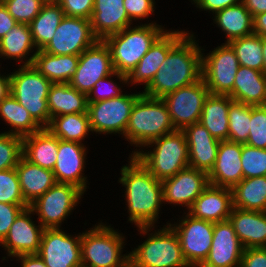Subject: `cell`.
Returning a JSON list of instances; mask_svg holds the SVG:
<instances>
[{
    "instance_id": "50",
    "label": "cell",
    "mask_w": 266,
    "mask_h": 267,
    "mask_svg": "<svg viewBox=\"0 0 266 267\" xmlns=\"http://www.w3.org/2000/svg\"><path fill=\"white\" fill-rule=\"evenodd\" d=\"M240 267H266V247L244 249Z\"/></svg>"
},
{
    "instance_id": "36",
    "label": "cell",
    "mask_w": 266,
    "mask_h": 267,
    "mask_svg": "<svg viewBox=\"0 0 266 267\" xmlns=\"http://www.w3.org/2000/svg\"><path fill=\"white\" fill-rule=\"evenodd\" d=\"M231 190L234 208L266 212V176L242 179Z\"/></svg>"
},
{
    "instance_id": "1",
    "label": "cell",
    "mask_w": 266,
    "mask_h": 267,
    "mask_svg": "<svg viewBox=\"0 0 266 267\" xmlns=\"http://www.w3.org/2000/svg\"><path fill=\"white\" fill-rule=\"evenodd\" d=\"M128 160V164L121 166L117 180L124 188L127 222L136 228L156 226L163 213L162 183L134 155H129Z\"/></svg>"
},
{
    "instance_id": "4",
    "label": "cell",
    "mask_w": 266,
    "mask_h": 267,
    "mask_svg": "<svg viewBox=\"0 0 266 267\" xmlns=\"http://www.w3.org/2000/svg\"><path fill=\"white\" fill-rule=\"evenodd\" d=\"M150 21V22H149ZM162 24L148 20L129 26L102 41L110 51L114 71L128 76L149 51L154 42L167 30Z\"/></svg>"
},
{
    "instance_id": "54",
    "label": "cell",
    "mask_w": 266,
    "mask_h": 267,
    "mask_svg": "<svg viewBox=\"0 0 266 267\" xmlns=\"http://www.w3.org/2000/svg\"><path fill=\"white\" fill-rule=\"evenodd\" d=\"M241 2L252 14L253 18L266 12V0H241Z\"/></svg>"
},
{
    "instance_id": "42",
    "label": "cell",
    "mask_w": 266,
    "mask_h": 267,
    "mask_svg": "<svg viewBox=\"0 0 266 267\" xmlns=\"http://www.w3.org/2000/svg\"><path fill=\"white\" fill-rule=\"evenodd\" d=\"M243 179L266 176V149L241 144Z\"/></svg>"
},
{
    "instance_id": "23",
    "label": "cell",
    "mask_w": 266,
    "mask_h": 267,
    "mask_svg": "<svg viewBox=\"0 0 266 267\" xmlns=\"http://www.w3.org/2000/svg\"><path fill=\"white\" fill-rule=\"evenodd\" d=\"M232 209V190L209 184L187 212L195 218L215 223L229 220Z\"/></svg>"
},
{
    "instance_id": "45",
    "label": "cell",
    "mask_w": 266,
    "mask_h": 267,
    "mask_svg": "<svg viewBox=\"0 0 266 267\" xmlns=\"http://www.w3.org/2000/svg\"><path fill=\"white\" fill-rule=\"evenodd\" d=\"M11 16L22 24H30L47 0H1Z\"/></svg>"
},
{
    "instance_id": "39",
    "label": "cell",
    "mask_w": 266,
    "mask_h": 267,
    "mask_svg": "<svg viewBox=\"0 0 266 267\" xmlns=\"http://www.w3.org/2000/svg\"><path fill=\"white\" fill-rule=\"evenodd\" d=\"M234 50L239 66H246L264 72L263 48L261 37L252 34L228 43Z\"/></svg>"
},
{
    "instance_id": "17",
    "label": "cell",
    "mask_w": 266,
    "mask_h": 267,
    "mask_svg": "<svg viewBox=\"0 0 266 267\" xmlns=\"http://www.w3.org/2000/svg\"><path fill=\"white\" fill-rule=\"evenodd\" d=\"M114 72L110 51L102 40H98L79 56L75 75L68 84L88 95L97 81Z\"/></svg>"
},
{
    "instance_id": "51",
    "label": "cell",
    "mask_w": 266,
    "mask_h": 267,
    "mask_svg": "<svg viewBox=\"0 0 266 267\" xmlns=\"http://www.w3.org/2000/svg\"><path fill=\"white\" fill-rule=\"evenodd\" d=\"M192 5H195L196 9L206 11L212 16L226 7L238 4L241 0H189Z\"/></svg>"
},
{
    "instance_id": "19",
    "label": "cell",
    "mask_w": 266,
    "mask_h": 267,
    "mask_svg": "<svg viewBox=\"0 0 266 267\" xmlns=\"http://www.w3.org/2000/svg\"><path fill=\"white\" fill-rule=\"evenodd\" d=\"M88 146L58 138L57 161L52 170L57 183L75 185L86 194L88 185H90L88 181L90 179L84 173L86 162H88L86 161L87 153H89Z\"/></svg>"
},
{
    "instance_id": "40",
    "label": "cell",
    "mask_w": 266,
    "mask_h": 267,
    "mask_svg": "<svg viewBox=\"0 0 266 267\" xmlns=\"http://www.w3.org/2000/svg\"><path fill=\"white\" fill-rule=\"evenodd\" d=\"M228 141L246 144L249 137L251 105L232 101L228 112Z\"/></svg>"
},
{
    "instance_id": "30",
    "label": "cell",
    "mask_w": 266,
    "mask_h": 267,
    "mask_svg": "<svg viewBox=\"0 0 266 267\" xmlns=\"http://www.w3.org/2000/svg\"><path fill=\"white\" fill-rule=\"evenodd\" d=\"M58 154V138L47 128L23 137L22 156L30 163L53 170Z\"/></svg>"
},
{
    "instance_id": "21",
    "label": "cell",
    "mask_w": 266,
    "mask_h": 267,
    "mask_svg": "<svg viewBox=\"0 0 266 267\" xmlns=\"http://www.w3.org/2000/svg\"><path fill=\"white\" fill-rule=\"evenodd\" d=\"M244 249L229 220L215 222L210 252L200 267H240Z\"/></svg>"
},
{
    "instance_id": "57",
    "label": "cell",
    "mask_w": 266,
    "mask_h": 267,
    "mask_svg": "<svg viewBox=\"0 0 266 267\" xmlns=\"http://www.w3.org/2000/svg\"><path fill=\"white\" fill-rule=\"evenodd\" d=\"M261 44L263 48L264 73L266 74V37H261Z\"/></svg>"
},
{
    "instance_id": "11",
    "label": "cell",
    "mask_w": 266,
    "mask_h": 267,
    "mask_svg": "<svg viewBox=\"0 0 266 267\" xmlns=\"http://www.w3.org/2000/svg\"><path fill=\"white\" fill-rule=\"evenodd\" d=\"M174 218L177 221L171 219L168 224L179 238L185 260L190 267H200L210 252L214 222L195 218L185 211L179 219Z\"/></svg>"
},
{
    "instance_id": "14",
    "label": "cell",
    "mask_w": 266,
    "mask_h": 267,
    "mask_svg": "<svg viewBox=\"0 0 266 267\" xmlns=\"http://www.w3.org/2000/svg\"><path fill=\"white\" fill-rule=\"evenodd\" d=\"M210 94L201 78L196 83L179 88L165 95V102L175 130H184L191 124L199 123L206 98Z\"/></svg>"
},
{
    "instance_id": "35",
    "label": "cell",
    "mask_w": 266,
    "mask_h": 267,
    "mask_svg": "<svg viewBox=\"0 0 266 267\" xmlns=\"http://www.w3.org/2000/svg\"><path fill=\"white\" fill-rule=\"evenodd\" d=\"M64 16V11L56 1L47 0L43 5L40 13L29 24L32 40L38 51L43 50L51 41Z\"/></svg>"
},
{
    "instance_id": "13",
    "label": "cell",
    "mask_w": 266,
    "mask_h": 267,
    "mask_svg": "<svg viewBox=\"0 0 266 267\" xmlns=\"http://www.w3.org/2000/svg\"><path fill=\"white\" fill-rule=\"evenodd\" d=\"M38 255L47 267H82L81 232L45 228Z\"/></svg>"
},
{
    "instance_id": "26",
    "label": "cell",
    "mask_w": 266,
    "mask_h": 267,
    "mask_svg": "<svg viewBox=\"0 0 266 267\" xmlns=\"http://www.w3.org/2000/svg\"><path fill=\"white\" fill-rule=\"evenodd\" d=\"M229 221L245 249L266 247V212L233 207Z\"/></svg>"
},
{
    "instance_id": "22",
    "label": "cell",
    "mask_w": 266,
    "mask_h": 267,
    "mask_svg": "<svg viewBox=\"0 0 266 267\" xmlns=\"http://www.w3.org/2000/svg\"><path fill=\"white\" fill-rule=\"evenodd\" d=\"M242 179L241 144L220 141L214 167L208 174L209 184L232 189Z\"/></svg>"
},
{
    "instance_id": "43",
    "label": "cell",
    "mask_w": 266,
    "mask_h": 267,
    "mask_svg": "<svg viewBox=\"0 0 266 267\" xmlns=\"http://www.w3.org/2000/svg\"><path fill=\"white\" fill-rule=\"evenodd\" d=\"M22 150L23 137L0 131V170L16 168Z\"/></svg>"
},
{
    "instance_id": "47",
    "label": "cell",
    "mask_w": 266,
    "mask_h": 267,
    "mask_svg": "<svg viewBox=\"0 0 266 267\" xmlns=\"http://www.w3.org/2000/svg\"><path fill=\"white\" fill-rule=\"evenodd\" d=\"M123 5L133 24L135 21V24H143V20L147 21L151 15H155L157 8L155 0H123Z\"/></svg>"
},
{
    "instance_id": "55",
    "label": "cell",
    "mask_w": 266,
    "mask_h": 267,
    "mask_svg": "<svg viewBox=\"0 0 266 267\" xmlns=\"http://www.w3.org/2000/svg\"><path fill=\"white\" fill-rule=\"evenodd\" d=\"M254 34L266 37V12L256 15L253 18Z\"/></svg>"
},
{
    "instance_id": "5",
    "label": "cell",
    "mask_w": 266,
    "mask_h": 267,
    "mask_svg": "<svg viewBox=\"0 0 266 267\" xmlns=\"http://www.w3.org/2000/svg\"><path fill=\"white\" fill-rule=\"evenodd\" d=\"M102 221L81 233L82 267H130L126 235Z\"/></svg>"
},
{
    "instance_id": "29",
    "label": "cell",
    "mask_w": 266,
    "mask_h": 267,
    "mask_svg": "<svg viewBox=\"0 0 266 267\" xmlns=\"http://www.w3.org/2000/svg\"><path fill=\"white\" fill-rule=\"evenodd\" d=\"M16 172L23 198L28 205L32 204L56 183L52 170L32 164L23 156L16 166Z\"/></svg>"
},
{
    "instance_id": "9",
    "label": "cell",
    "mask_w": 266,
    "mask_h": 267,
    "mask_svg": "<svg viewBox=\"0 0 266 267\" xmlns=\"http://www.w3.org/2000/svg\"><path fill=\"white\" fill-rule=\"evenodd\" d=\"M84 192L69 183H55L29 207L45 228H61L84 198Z\"/></svg>"
},
{
    "instance_id": "12",
    "label": "cell",
    "mask_w": 266,
    "mask_h": 267,
    "mask_svg": "<svg viewBox=\"0 0 266 267\" xmlns=\"http://www.w3.org/2000/svg\"><path fill=\"white\" fill-rule=\"evenodd\" d=\"M202 47V76L210 94L230 95L239 68L237 56L228 43H222L209 53ZM206 54V55H205Z\"/></svg>"
},
{
    "instance_id": "18",
    "label": "cell",
    "mask_w": 266,
    "mask_h": 267,
    "mask_svg": "<svg viewBox=\"0 0 266 267\" xmlns=\"http://www.w3.org/2000/svg\"><path fill=\"white\" fill-rule=\"evenodd\" d=\"M162 183L163 205L184 207L187 212L196 198L209 185L208 174L190 166Z\"/></svg>"
},
{
    "instance_id": "10",
    "label": "cell",
    "mask_w": 266,
    "mask_h": 267,
    "mask_svg": "<svg viewBox=\"0 0 266 267\" xmlns=\"http://www.w3.org/2000/svg\"><path fill=\"white\" fill-rule=\"evenodd\" d=\"M126 91L120 97L88 103L90 126L94 133L101 135L124 136L127 124L136 100L142 95L137 90L134 93Z\"/></svg>"
},
{
    "instance_id": "33",
    "label": "cell",
    "mask_w": 266,
    "mask_h": 267,
    "mask_svg": "<svg viewBox=\"0 0 266 267\" xmlns=\"http://www.w3.org/2000/svg\"><path fill=\"white\" fill-rule=\"evenodd\" d=\"M51 118L72 113H88L87 94L68 83L52 84L47 96Z\"/></svg>"
},
{
    "instance_id": "31",
    "label": "cell",
    "mask_w": 266,
    "mask_h": 267,
    "mask_svg": "<svg viewBox=\"0 0 266 267\" xmlns=\"http://www.w3.org/2000/svg\"><path fill=\"white\" fill-rule=\"evenodd\" d=\"M213 26L225 35V43L254 33L253 16L240 1L216 12L212 17Z\"/></svg>"
},
{
    "instance_id": "49",
    "label": "cell",
    "mask_w": 266,
    "mask_h": 267,
    "mask_svg": "<svg viewBox=\"0 0 266 267\" xmlns=\"http://www.w3.org/2000/svg\"><path fill=\"white\" fill-rule=\"evenodd\" d=\"M29 205H17L0 202V243L8 235L13 222L19 213Z\"/></svg>"
},
{
    "instance_id": "28",
    "label": "cell",
    "mask_w": 266,
    "mask_h": 267,
    "mask_svg": "<svg viewBox=\"0 0 266 267\" xmlns=\"http://www.w3.org/2000/svg\"><path fill=\"white\" fill-rule=\"evenodd\" d=\"M229 96L234 101L246 105H266V74L246 66H239L233 91Z\"/></svg>"
},
{
    "instance_id": "16",
    "label": "cell",
    "mask_w": 266,
    "mask_h": 267,
    "mask_svg": "<svg viewBox=\"0 0 266 267\" xmlns=\"http://www.w3.org/2000/svg\"><path fill=\"white\" fill-rule=\"evenodd\" d=\"M30 207L24 208L10 227L8 235L0 243L6 253L1 262L25 254H38L44 228L35 219ZM33 217V218H32ZM38 222V225H37ZM7 258V259H6Z\"/></svg>"
},
{
    "instance_id": "20",
    "label": "cell",
    "mask_w": 266,
    "mask_h": 267,
    "mask_svg": "<svg viewBox=\"0 0 266 267\" xmlns=\"http://www.w3.org/2000/svg\"><path fill=\"white\" fill-rule=\"evenodd\" d=\"M188 32L185 29H167L150 47L149 51L139 61L127 76L128 85L134 88L143 85L144 89L151 83L156 72L166 60L170 49ZM135 85V86H134Z\"/></svg>"
},
{
    "instance_id": "8",
    "label": "cell",
    "mask_w": 266,
    "mask_h": 267,
    "mask_svg": "<svg viewBox=\"0 0 266 267\" xmlns=\"http://www.w3.org/2000/svg\"><path fill=\"white\" fill-rule=\"evenodd\" d=\"M52 84L33 65H21L10 72V94L41 128L50 124L47 96Z\"/></svg>"
},
{
    "instance_id": "53",
    "label": "cell",
    "mask_w": 266,
    "mask_h": 267,
    "mask_svg": "<svg viewBox=\"0 0 266 267\" xmlns=\"http://www.w3.org/2000/svg\"><path fill=\"white\" fill-rule=\"evenodd\" d=\"M17 263H20V267H47L38 254H25L12 258Z\"/></svg>"
},
{
    "instance_id": "2",
    "label": "cell",
    "mask_w": 266,
    "mask_h": 267,
    "mask_svg": "<svg viewBox=\"0 0 266 267\" xmlns=\"http://www.w3.org/2000/svg\"><path fill=\"white\" fill-rule=\"evenodd\" d=\"M195 32L188 31L168 52L151 83L142 94L163 98L175 90L192 85L202 76V46ZM197 39V40H196Z\"/></svg>"
},
{
    "instance_id": "38",
    "label": "cell",
    "mask_w": 266,
    "mask_h": 267,
    "mask_svg": "<svg viewBox=\"0 0 266 267\" xmlns=\"http://www.w3.org/2000/svg\"><path fill=\"white\" fill-rule=\"evenodd\" d=\"M47 129L61 140L82 144H85L84 141L93 133L88 113H72L53 117Z\"/></svg>"
},
{
    "instance_id": "24",
    "label": "cell",
    "mask_w": 266,
    "mask_h": 267,
    "mask_svg": "<svg viewBox=\"0 0 266 267\" xmlns=\"http://www.w3.org/2000/svg\"><path fill=\"white\" fill-rule=\"evenodd\" d=\"M188 145L189 166L207 174L213 169L220 141L200 123L184 130Z\"/></svg>"
},
{
    "instance_id": "34",
    "label": "cell",
    "mask_w": 266,
    "mask_h": 267,
    "mask_svg": "<svg viewBox=\"0 0 266 267\" xmlns=\"http://www.w3.org/2000/svg\"><path fill=\"white\" fill-rule=\"evenodd\" d=\"M78 63V55H52L39 50L33 66L53 84H60L70 81L75 75Z\"/></svg>"
},
{
    "instance_id": "25",
    "label": "cell",
    "mask_w": 266,
    "mask_h": 267,
    "mask_svg": "<svg viewBox=\"0 0 266 267\" xmlns=\"http://www.w3.org/2000/svg\"><path fill=\"white\" fill-rule=\"evenodd\" d=\"M90 21L93 34L98 40L134 25L127 15L123 0H94Z\"/></svg>"
},
{
    "instance_id": "32",
    "label": "cell",
    "mask_w": 266,
    "mask_h": 267,
    "mask_svg": "<svg viewBox=\"0 0 266 267\" xmlns=\"http://www.w3.org/2000/svg\"><path fill=\"white\" fill-rule=\"evenodd\" d=\"M232 101L229 95L209 94L202 109L199 123L219 141L228 140V112Z\"/></svg>"
},
{
    "instance_id": "44",
    "label": "cell",
    "mask_w": 266,
    "mask_h": 267,
    "mask_svg": "<svg viewBox=\"0 0 266 267\" xmlns=\"http://www.w3.org/2000/svg\"><path fill=\"white\" fill-rule=\"evenodd\" d=\"M0 202L28 205L23 198L16 168L0 170Z\"/></svg>"
},
{
    "instance_id": "3",
    "label": "cell",
    "mask_w": 266,
    "mask_h": 267,
    "mask_svg": "<svg viewBox=\"0 0 266 267\" xmlns=\"http://www.w3.org/2000/svg\"><path fill=\"white\" fill-rule=\"evenodd\" d=\"M158 226L137 227L145 240L129 251L130 267H190L173 228L168 222Z\"/></svg>"
},
{
    "instance_id": "7",
    "label": "cell",
    "mask_w": 266,
    "mask_h": 267,
    "mask_svg": "<svg viewBox=\"0 0 266 267\" xmlns=\"http://www.w3.org/2000/svg\"><path fill=\"white\" fill-rule=\"evenodd\" d=\"M134 156L158 180L173 177L189 166L186 135L183 130H175L152 140Z\"/></svg>"
},
{
    "instance_id": "6",
    "label": "cell",
    "mask_w": 266,
    "mask_h": 267,
    "mask_svg": "<svg viewBox=\"0 0 266 267\" xmlns=\"http://www.w3.org/2000/svg\"><path fill=\"white\" fill-rule=\"evenodd\" d=\"M175 131L165 102L142 94L135 102L122 138L134 146V155L154 139ZM139 148V149H138ZM135 149V150H134Z\"/></svg>"
},
{
    "instance_id": "37",
    "label": "cell",
    "mask_w": 266,
    "mask_h": 267,
    "mask_svg": "<svg viewBox=\"0 0 266 267\" xmlns=\"http://www.w3.org/2000/svg\"><path fill=\"white\" fill-rule=\"evenodd\" d=\"M0 117L3 124L10 126L4 133L25 137L42 129L11 94L0 102Z\"/></svg>"
},
{
    "instance_id": "41",
    "label": "cell",
    "mask_w": 266,
    "mask_h": 267,
    "mask_svg": "<svg viewBox=\"0 0 266 267\" xmlns=\"http://www.w3.org/2000/svg\"><path fill=\"white\" fill-rule=\"evenodd\" d=\"M113 78H117L115 80H118L119 82L115 81ZM125 86L129 87L127 76L115 71L94 84L93 89L87 95L88 103L120 97L125 92L122 90Z\"/></svg>"
},
{
    "instance_id": "56",
    "label": "cell",
    "mask_w": 266,
    "mask_h": 267,
    "mask_svg": "<svg viewBox=\"0 0 266 267\" xmlns=\"http://www.w3.org/2000/svg\"><path fill=\"white\" fill-rule=\"evenodd\" d=\"M0 69V102L10 94V73H1ZM7 73V74H6Z\"/></svg>"
},
{
    "instance_id": "27",
    "label": "cell",
    "mask_w": 266,
    "mask_h": 267,
    "mask_svg": "<svg viewBox=\"0 0 266 267\" xmlns=\"http://www.w3.org/2000/svg\"><path fill=\"white\" fill-rule=\"evenodd\" d=\"M0 51L2 60H13L18 66L33 65L38 50L32 40L29 24L18 23L10 29L0 39Z\"/></svg>"
},
{
    "instance_id": "48",
    "label": "cell",
    "mask_w": 266,
    "mask_h": 267,
    "mask_svg": "<svg viewBox=\"0 0 266 267\" xmlns=\"http://www.w3.org/2000/svg\"><path fill=\"white\" fill-rule=\"evenodd\" d=\"M65 16L91 19L94 0H55Z\"/></svg>"
},
{
    "instance_id": "46",
    "label": "cell",
    "mask_w": 266,
    "mask_h": 267,
    "mask_svg": "<svg viewBox=\"0 0 266 267\" xmlns=\"http://www.w3.org/2000/svg\"><path fill=\"white\" fill-rule=\"evenodd\" d=\"M250 122L246 145L266 149V105L251 106Z\"/></svg>"
},
{
    "instance_id": "15",
    "label": "cell",
    "mask_w": 266,
    "mask_h": 267,
    "mask_svg": "<svg viewBox=\"0 0 266 267\" xmlns=\"http://www.w3.org/2000/svg\"><path fill=\"white\" fill-rule=\"evenodd\" d=\"M97 41L90 19L64 16L51 41L42 51L52 55L80 56Z\"/></svg>"
},
{
    "instance_id": "52",
    "label": "cell",
    "mask_w": 266,
    "mask_h": 267,
    "mask_svg": "<svg viewBox=\"0 0 266 267\" xmlns=\"http://www.w3.org/2000/svg\"><path fill=\"white\" fill-rule=\"evenodd\" d=\"M17 24L18 22L11 16L6 6L0 0V39Z\"/></svg>"
}]
</instances>
